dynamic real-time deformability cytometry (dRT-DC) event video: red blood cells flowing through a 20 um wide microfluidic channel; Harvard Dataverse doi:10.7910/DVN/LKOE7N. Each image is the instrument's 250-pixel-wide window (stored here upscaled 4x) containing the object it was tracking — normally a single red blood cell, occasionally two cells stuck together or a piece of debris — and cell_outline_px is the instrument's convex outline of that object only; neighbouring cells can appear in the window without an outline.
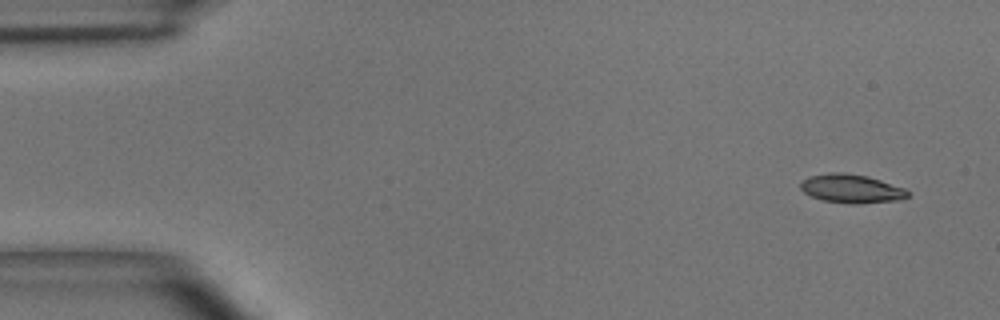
{"species": "common noctule bat (a hibernating species)", "species_latin": "Nyctalus noctula", "temperature_condition": "room temperature", "stored_images_in_passage": 44, "camera_frame_rate_fps": 3000, "um_per_image_px": 0.085, "animal": {"sex": "male", "body_mass_g": 15.6}, "frame": {"image": 1, "passage_image": 1, "time_ms": 0.0, "image_size_px": [1000, 320], "cell_outline_px": [[908, 196], [904, 200], [856, 204], [824, 200], [812, 196], [804, 192], [800, 188], [800, 184], [808, 176], [832, 172], [844, 172], [868, 176], [904, 188], [908, 192]], "centroid_in_image_um": [72.39, 16.03], "position_along_channel_um": 12.6, "area_um2": 17.86}}
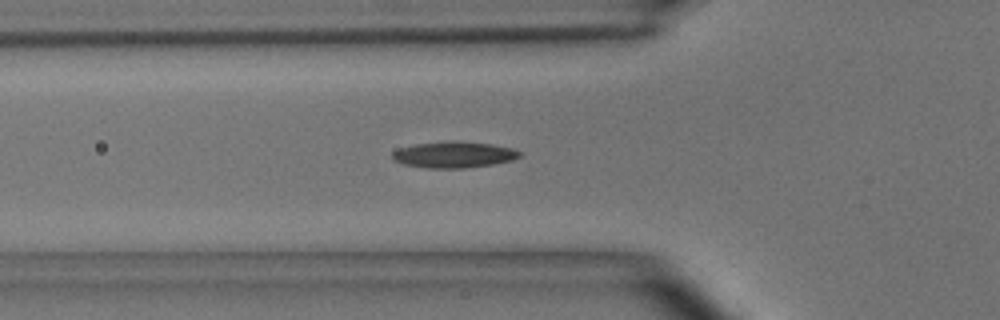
{"frame": {"image": 2, "passage_image": 15, "time_ms": 4.667, "image_size_px": [1000, 320], "cell_outline_px": [[520, 156], [512, 160], [492, 164], [464, 168], [428, 168], [404, 164], [392, 160], [392, 152], [400, 148], [416, 144], [444, 140], [492, 144], [512, 148], [520, 152]], "centroid_in_image_um": [38.54, 13.14], "position_along_channel_um": 87.3, "area_um2": 19.36}}
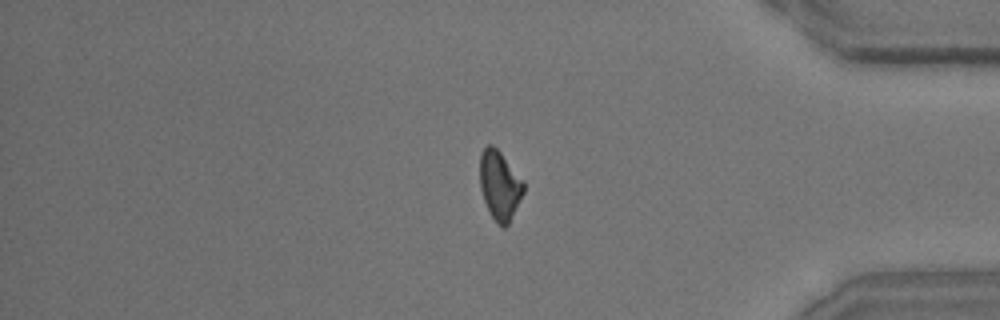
{"frame": {"image": 3, "passage_image": 40, "time_ms": 13.0, "image_size_px": [1000, 320], "cell_outline_px": [[524, 192], [508, 224], [504, 228], [496, 224], [484, 200], [480, 188], [480, 152], [488, 144], [492, 144], [500, 152], [524, 180]], "centroid_in_image_um": [42.47, 15.74], "position_along_channel_um": 392.7, "area_um2": 17.57}, "authors_computed_cell_mechanics": {"area_um2": 18.0047, "velocity_mm_per_s": 3.9671, "shape_relaxation_time_tau1_ms": 6.8375, "shape_relaxation_time_tau2_ms": 4.6369, "deformation_change_tau1": 0.1578, "deformation_change_tau2": 0.1296}}